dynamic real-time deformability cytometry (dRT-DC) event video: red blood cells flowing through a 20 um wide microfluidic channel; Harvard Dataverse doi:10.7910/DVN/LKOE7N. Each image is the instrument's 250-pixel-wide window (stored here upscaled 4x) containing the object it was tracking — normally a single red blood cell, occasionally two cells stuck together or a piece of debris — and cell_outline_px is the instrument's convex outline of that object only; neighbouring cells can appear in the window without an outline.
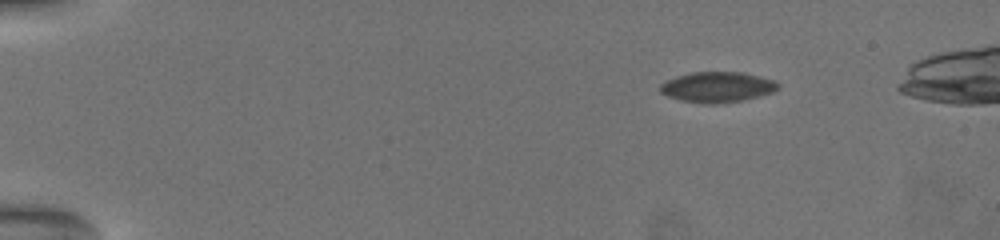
{"species": "common noctule bat (a hibernating species)", "species_latin": "Nyctalus noctula", "temperature_condition": "warm", "stored_images_in_passage": 19, "camera_frame_rate_fps": 3000, "um_per_image_px": 0.085, "animal": {"sex": "female", "body_mass_g": 19.5, "forearm_length_mm": 54.1}, "frame": {"image": 1, "passage_image": 1, "time_ms": 0.0, "image_size_px": [1000, 240], "cell_outline_px": [[780, 88], [772, 92], [740, 100], [708, 104], [704, 104], [684, 100], [668, 96], [660, 92], [660, 84], [676, 76], [692, 72], [740, 72], [776, 80], [780, 84]], "centroid_in_image_um": [60.98, 7.38], "position_along_channel_um": 24.0, "area_um2": 20.58}}
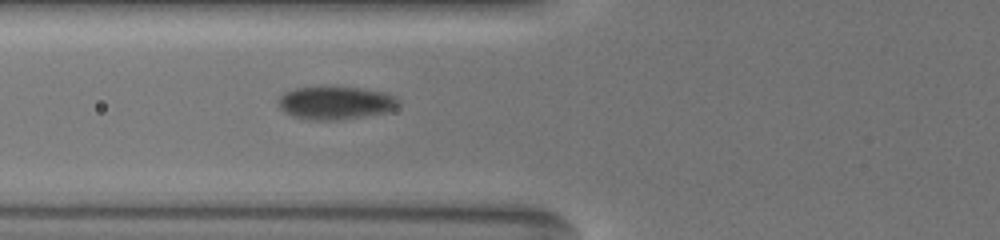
{"frame": {"image": 2, "passage_image": 16, "time_ms": 5.333, "image_size_px": [1000, 240], "cell_outline_px": [[396, 108], [384, 112], [336, 120], [308, 120], [292, 116], [284, 112], [280, 104], [280, 96], [284, 92], [292, 88], [360, 88], [380, 92], [392, 96], [396, 100]], "centroid_in_image_um": [28.44, 8.76], "position_along_channel_um": 97.4, "area_um2": 22.25}}
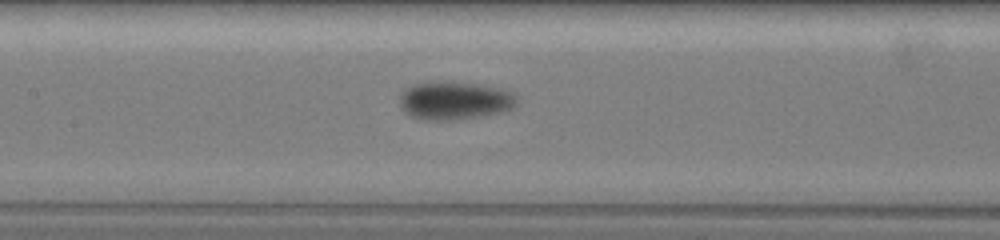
{"frame": {"image": 3, "passage_image": 19, "time_ms": 7.333, "image_size_px": [1000, 240], "cell_outline_px": [[516, 100], [508, 108], [496, 112], [456, 120], [428, 120], [412, 116], [400, 104], [400, 96], [412, 84], [432, 80], [440, 80], [480, 84], [496, 88], [508, 92]], "centroid_in_image_um": [38.53, 8.51], "position_along_channel_um": 168.9, "area_um2": 25.26}}